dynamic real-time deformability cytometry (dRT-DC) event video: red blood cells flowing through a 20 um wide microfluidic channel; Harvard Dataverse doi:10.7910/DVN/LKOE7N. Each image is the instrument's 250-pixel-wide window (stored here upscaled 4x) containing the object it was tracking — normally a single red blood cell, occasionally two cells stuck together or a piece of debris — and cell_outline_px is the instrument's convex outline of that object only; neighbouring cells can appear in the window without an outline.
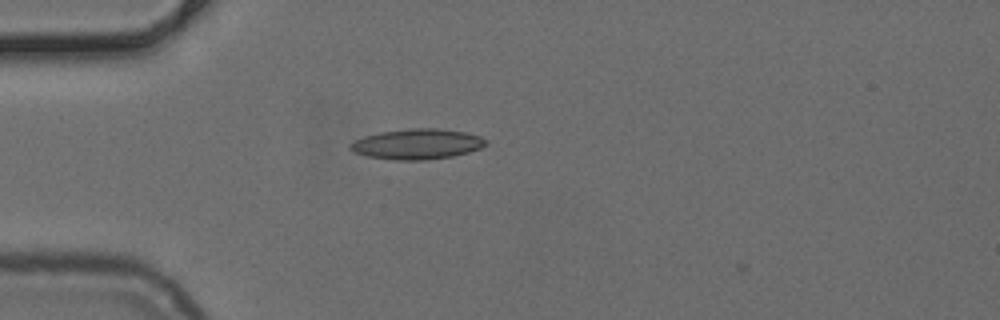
{"species": "common noctule bat (a hibernating species)", "species_latin": "Nyctalus noctula", "temperature_condition": "cold", "stored_images_in_passage": 4, "camera_frame_rate_fps": 3000, "um_per_image_px": 0.085, "animal": {"sex": "female", "body_mass_g": 24.6, "forearm_length_mm": 56.2}, "frame": {"image": 1, "passage_image": 2, "time_ms": 0.333, "image_size_px": [1000, 320], "cell_outline_px": [[488, 144], [480, 148], [468, 152], [452, 156], [428, 160], [396, 160], [368, 156], [352, 152], [348, 148], [348, 144], [364, 136], [380, 132], [408, 128], [436, 128], [464, 132], [480, 136], [488, 140]], "centroid_in_image_um": [35.45, 12.24], "position_along_channel_um": 49.6, "area_um2": 24.1}}